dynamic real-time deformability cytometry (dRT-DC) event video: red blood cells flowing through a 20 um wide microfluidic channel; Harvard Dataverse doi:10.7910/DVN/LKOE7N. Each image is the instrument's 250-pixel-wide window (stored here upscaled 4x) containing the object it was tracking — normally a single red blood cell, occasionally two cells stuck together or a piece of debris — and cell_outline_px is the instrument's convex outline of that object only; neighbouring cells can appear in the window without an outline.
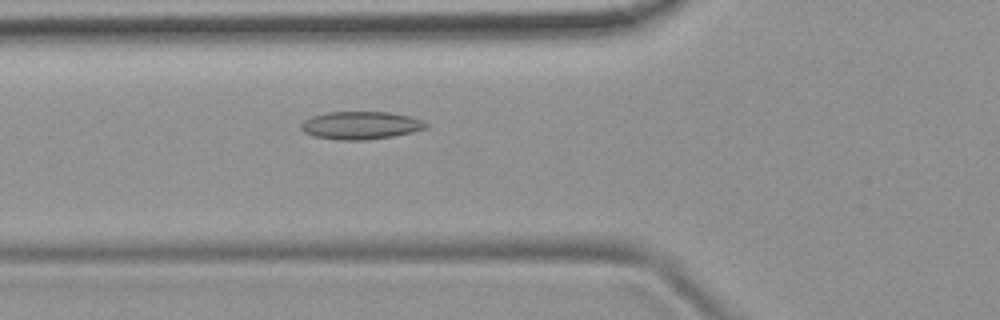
{"species": "common noctule bat (a hibernating species)", "species_latin": "Nyctalus noctula", "temperature_condition": "room temperature", "stored_images_in_passage": 6, "camera_frame_rate_fps": 3000, "um_per_image_px": 0.085, "animal": {"sex": "female", "body_mass_g": 19.9}, "frame": {"image": 1, "passage_image": 6, "time_ms": 5.667, "image_size_px": [1000, 320], "cell_outline_px": [[428, 128], [412, 132], [392, 136], [364, 140], [336, 140], [312, 136], [304, 132], [300, 128], [300, 124], [304, 120], [312, 116], [328, 112], [392, 112], [412, 116], [428, 124]], "centroid_in_image_um": [30.65, 10.65], "position_along_channel_um": 95.2, "area_um2": 20.4}}